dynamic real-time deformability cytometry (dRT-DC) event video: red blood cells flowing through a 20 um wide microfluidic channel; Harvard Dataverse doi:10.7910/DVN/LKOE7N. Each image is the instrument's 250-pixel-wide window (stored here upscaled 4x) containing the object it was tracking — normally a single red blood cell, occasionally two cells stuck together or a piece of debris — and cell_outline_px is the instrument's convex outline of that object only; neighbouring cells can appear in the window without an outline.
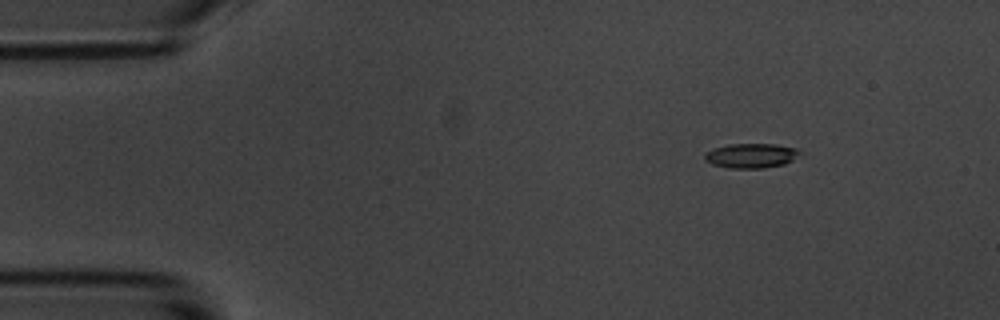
{"species": "common noctule bat (a hibernating species)", "species_latin": "Nyctalus noctula", "temperature_condition": "room temperature", "stored_images_in_passage": 49, "camera_frame_rate_fps": 3000, "um_per_image_px": 0.085, "animal": {"sex": "male", "body_mass_g": 20.1, "forearm_length_mm": 53.5}, "frame": {"image": 1, "passage_image": 1, "time_ms": 0.0, "image_size_px": [1000, 320], "cell_outline_px": [[804, 152], [792, 160], [784, 164], [764, 168], [728, 168], [712, 164], [704, 160], [704, 156], [712, 148], [728, 144], [776, 144], [800, 148]], "centroid_in_image_um": [63.89, 13.22], "position_along_channel_um": 21.1, "area_um2": 13.87}}
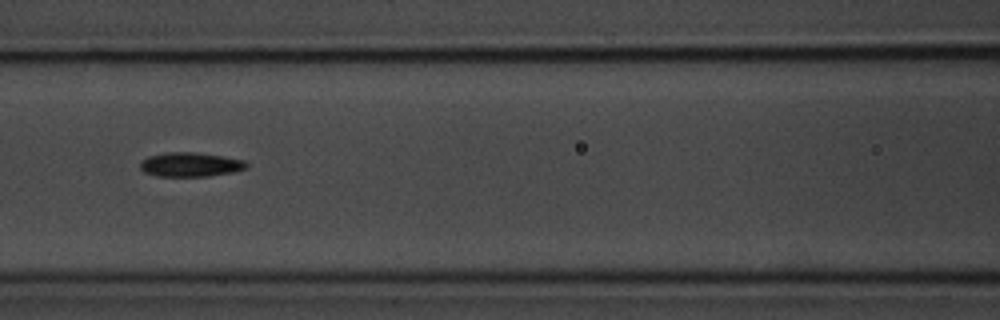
{"frame": {"image": 2, "passage_image": 18, "time_ms": 5.667, "image_size_px": [1000, 320], "cell_outline_px": [[248, 168], [232, 172], [208, 176], [156, 176], [144, 172], [140, 168], [140, 164], [148, 156], [168, 152], [196, 152], [224, 156], [244, 160], [248, 164]], "centroid_in_image_um": [16.21, 13.98], "position_along_channel_um": 150.4, "area_um2": 15.03}}
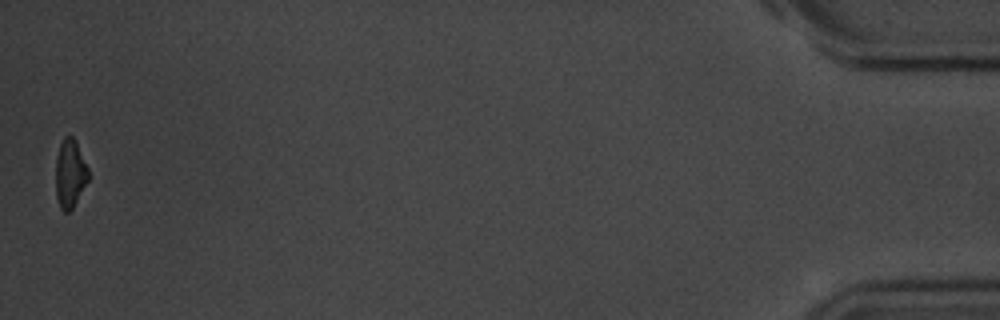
{"frame": {"image": 3, "passage_image": 49, "time_ms": 16.0, "image_size_px": [1000, 320], "cell_outline_px": [[88, 180], [72, 208], [68, 212], [64, 212], [60, 208], [56, 196], [56, 156], [60, 144], [64, 136], [72, 136], [76, 140], [88, 168]], "centroid_in_image_um": [5.94, 14.73], "position_along_channel_um": 429.3, "area_um2": 12.95}, "authors_computed_cell_mechanics": {"area_um2": 14.2766, "velocity_mm_per_s": 3.624, "shape_relaxation_time_tau1_ms": 2.5761, "shape_relaxation_time_tau2_ms": null, "deformation_change_tau1": 0.1147, "deformation_change_tau2": null}}